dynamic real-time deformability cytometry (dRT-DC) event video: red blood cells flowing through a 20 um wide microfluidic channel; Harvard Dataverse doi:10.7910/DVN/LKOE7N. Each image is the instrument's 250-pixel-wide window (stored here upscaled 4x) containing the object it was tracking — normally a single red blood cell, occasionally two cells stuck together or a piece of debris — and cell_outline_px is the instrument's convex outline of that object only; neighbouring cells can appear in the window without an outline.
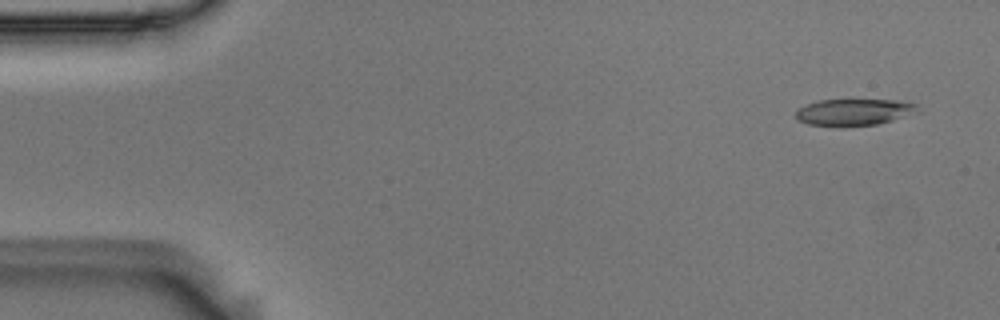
{"species": "Egyptian fruit bat (a non-hibernating species)", "species_latin": "Rousettus aegyptiacus", "temperature_condition": "room temperature", "stored_images_in_passage": 51, "camera_frame_rate_fps": 3000, "um_per_image_px": 0.085, "animal": {"sex": "male"}, "frame": {"image": 1, "passage_image": 3, "time_ms": 0.667, "image_size_px": [1000, 320], "cell_outline_px": [[920, 112], [892, 120], [876, 124], [836, 128], [808, 124], [796, 120], [796, 112], [800, 108], [808, 104], [820, 100], [896, 100], [916, 104]], "centroid_in_image_um": [72.57, 9.56], "position_along_channel_um": 12.4, "area_um2": 19.13}}
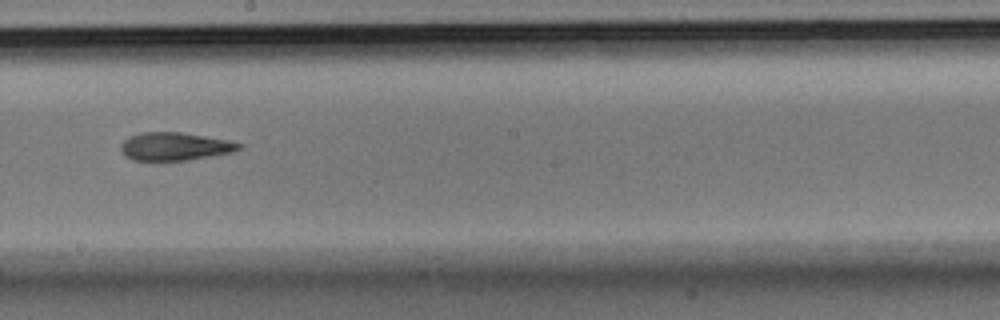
{"frame": {"image": 2, "passage_image": 30, "time_ms": 9.667, "image_size_px": [1000, 320], "cell_outline_px": [[244, 148], [232, 152], [188, 160], [132, 160], [124, 156], [120, 148], [120, 144], [128, 136], [140, 132], [180, 132], [228, 140], [244, 144]], "centroid_in_image_um": [14.85, 12.44], "position_along_channel_um": 233.4, "area_um2": 19.42}}
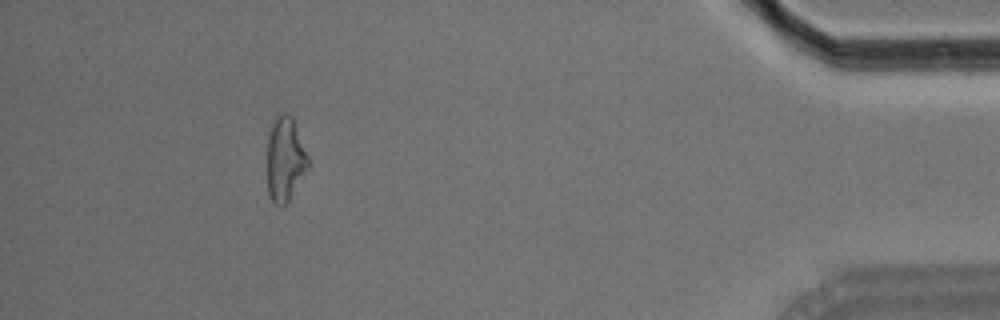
{"frame": {"image": 3, "passage_image": 49, "time_ms": 16.0, "image_size_px": [1000, 320], "cell_outline_px": [[308, 168], [288, 200], [284, 204], [276, 204], [268, 196], [268, 136], [276, 116], [284, 112], [292, 116], [308, 156]], "centroid_in_image_um": [24.23, 13.5], "position_along_channel_um": 411.0, "area_um2": 19.59}, "authors_computed_cell_mechanics": {"area_um2": 19.8832, "velocity_mm_per_s": 3.7212, "shape_relaxation_time_tau1_ms": 5.0636, "shape_relaxation_time_tau2_ms": 3.5804, "deformation_change_tau1": 0.1589, "deformation_change_tau2": 0.1307}}